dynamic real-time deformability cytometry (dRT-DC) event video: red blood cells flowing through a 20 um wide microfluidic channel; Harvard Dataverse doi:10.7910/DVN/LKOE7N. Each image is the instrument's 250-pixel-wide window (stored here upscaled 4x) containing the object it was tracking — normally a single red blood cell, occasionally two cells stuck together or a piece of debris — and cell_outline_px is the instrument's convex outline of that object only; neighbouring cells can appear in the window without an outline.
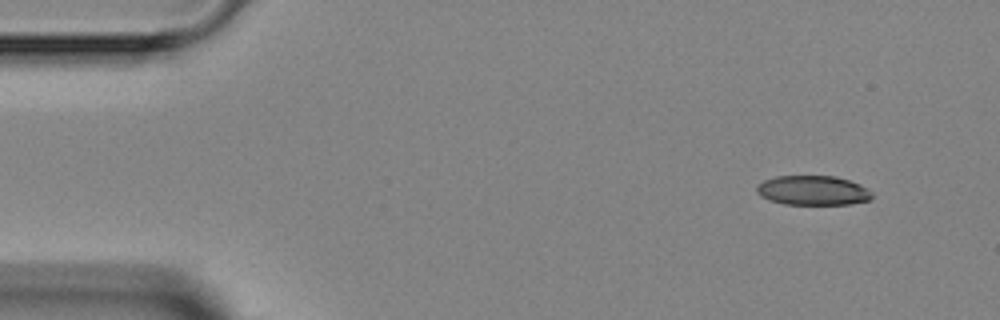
{"species": "Egyptian fruit bat (a non-hibernating species)", "species_latin": "Rousettus aegyptiacus", "temperature_condition": "room temperature", "stored_images_in_passage": 4, "camera_frame_rate_fps": 3000, "um_per_image_px": 0.085, "animal": {"sex": "female"}, "frame": {"image": 1, "passage_image": 1, "time_ms": 0.0, "image_size_px": [1000, 320], "cell_outline_px": [[872, 196], [868, 200], [848, 204], [784, 204], [760, 196], [756, 192], [756, 188], [764, 180], [776, 176], [836, 176], [860, 184], [868, 188], [872, 192]], "centroid_in_image_um": [69.1, 16.18], "position_along_channel_um": 15.9, "area_um2": 19.71}}
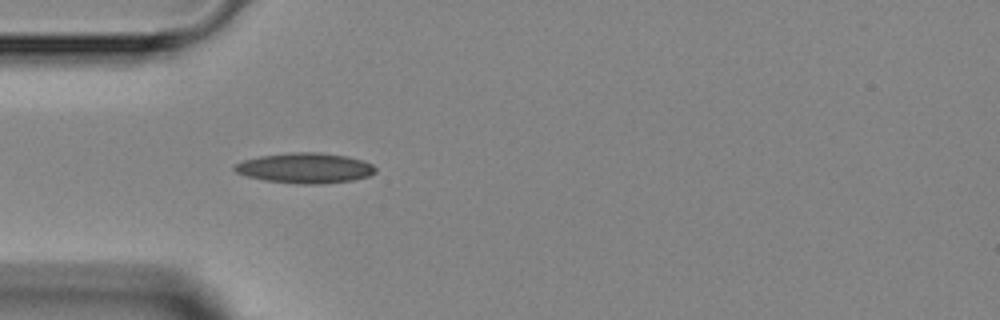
{"frame": {"image": 2, "passage_image": 4, "time_ms": 3.333, "image_size_px": [1000, 320], "cell_outline_px": [[376, 172], [368, 176], [352, 180], [320, 184], [300, 184], [264, 180], [248, 176], [236, 172], [232, 168], [236, 164], [244, 160], [260, 156], [292, 152], [320, 152], [348, 156], [364, 160], [372, 164], [376, 168]], "centroid_in_image_um": [25.96, 14.28], "position_along_channel_um": 59.0, "area_um2": 24.85}}